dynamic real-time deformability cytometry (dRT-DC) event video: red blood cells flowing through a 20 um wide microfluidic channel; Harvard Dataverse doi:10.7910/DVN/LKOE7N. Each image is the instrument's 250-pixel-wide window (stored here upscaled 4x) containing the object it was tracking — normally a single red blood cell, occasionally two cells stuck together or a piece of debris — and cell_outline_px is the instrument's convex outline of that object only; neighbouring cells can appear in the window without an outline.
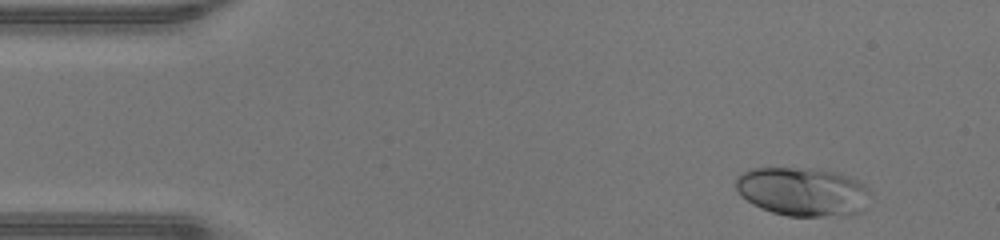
{"species": "human", "species_latin": "Homo sapiens", "temperature_condition": "warm", "stored_images_in_passage": 46, "camera_frame_rate_fps": 3000, "um_per_image_px": 0.085, "donor": {"sex": "male"}, "frame": {"image": 1, "passage_image": 3, "time_ms": 0.667, "image_size_px": [1000, 240], "cell_outline_px": [[872, 196], [856, 212], [824, 216], [788, 216], [772, 212], [760, 208], [752, 204], [736, 188], [736, 176], [740, 172], [752, 168], [808, 168], [836, 172], [852, 176], [864, 184], [872, 192]], "centroid_in_image_um": [68.21, 16.26], "position_along_channel_um": 16.8, "area_um2": 38.03}}
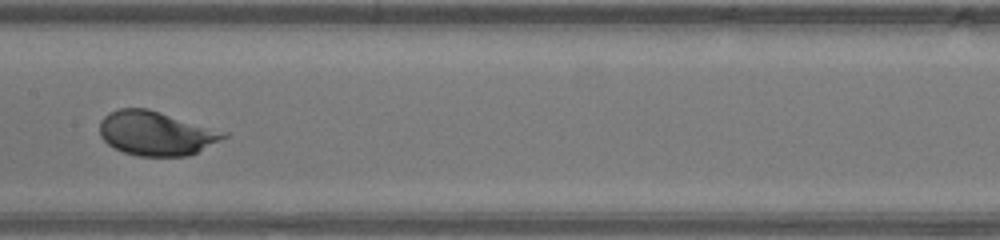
{"frame": {"image": 2, "passage_image": 22, "time_ms": 7.0, "image_size_px": [1000, 240], "cell_outline_px": [[228, 136], [188, 156], [136, 156], [124, 152], [108, 144], [100, 136], [100, 120], [108, 112], [120, 108], [148, 108], [228, 132]], "centroid_in_image_um": [13.25, 11.32], "position_along_channel_um": 194.2, "area_um2": 31.91}}
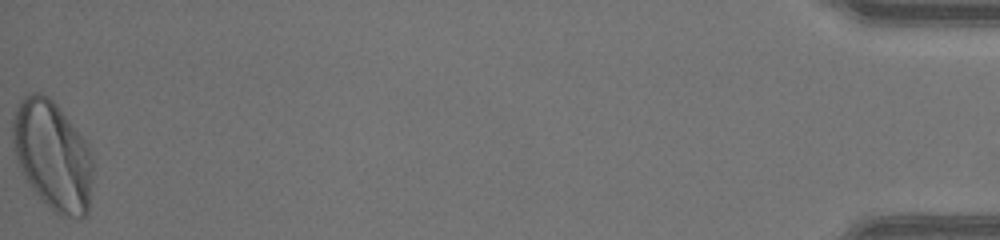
{"frame": {"image": 3, "passage_image": 46, "time_ms": 15.0, "image_size_px": [1000, 240], "cell_outline_px": [[92, 176], [88, 212], [84, 216], [60, 216], [28, 184], [20, 168], [16, 156], [12, 140], [12, 116], [20, 100], [24, 96], [32, 92], [40, 92], [48, 96], [56, 104], [88, 144], [92, 160]], "centroid_in_image_um": [4.45, 13.17], "position_along_channel_um": 430.7, "area_um2": 50.52}, "authors_computed_cell_mechanics": {"area_um2": 33.7552, "velocity_mm_per_s": 4.3514, "shape_relaxation_time_tau1_ms": 1.7632, "shape_relaxation_time_tau2_ms": null, "deformation_change_tau1": 0.1638, "deformation_change_tau2": null}}